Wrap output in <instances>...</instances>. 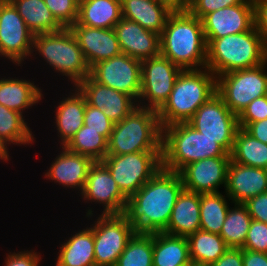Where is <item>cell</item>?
Returning a JSON list of instances; mask_svg holds the SVG:
<instances>
[{
  "label": "cell",
  "instance_id": "1",
  "mask_svg": "<svg viewBox=\"0 0 267 266\" xmlns=\"http://www.w3.org/2000/svg\"><path fill=\"white\" fill-rule=\"evenodd\" d=\"M183 189L179 173L160 168L135 194L127 197L123 215L136 233L162 232Z\"/></svg>",
  "mask_w": 267,
  "mask_h": 266
},
{
  "label": "cell",
  "instance_id": "2",
  "mask_svg": "<svg viewBox=\"0 0 267 266\" xmlns=\"http://www.w3.org/2000/svg\"><path fill=\"white\" fill-rule=\"evenodd\" d=\"M160 54L183 70L206 68L202 21L188 10L172 12L160 35Z\"/></svg>",
  "mask_w": 267,
  "mask_h": 266
},
{
  "label": "cell",
  "instance_id": "3",
  "mask_svg": "<svg viewBox=\"0 0 267 266\" xmlns=\"http://www.w3.org/2000/svg\"><path fill=\"white\" fill-rule=\"evenodd\" d=\"M206 42V68L216 77L258 67L267 61V44L254 26L239 34L206 38Z\"/></svg>",
  "mask_w": 267,
  "mask_h": 266
},
{
  "label": "cell",
  "instance_id": "4",
  "mask_svg": "<svg viewBox=\"0 0 267 266\" xmlns=\"http://www.w3.org/2000/svg\"><path fill=\"white\" fill-rule=\"evenodd\" d=\"M182 70L164 105L157 111L161 127L188 122L216 93V76L207 68Z\"/></svg>",
  "mask_w": 267,
  "mask_h": 266
},
{
  "label": "cell",
  "instance_id": "5",
  "mask_svg": "<svg viewBox=\"0 0 267 266\" xmlns=\"http://www.w3.org/2000/svg\"><path fill=\"white\" fill-rule=\"evenodd\" d=\"M218 156L230 154L217 140L205 137L188 122L162 128V168L178 173L187 164Z\"/></svg>",
  "mask_w": 267,
  "mask_h": 266
},
{
  "label": "cell",
  "instance_id": "6",
  "mask_svg": "<svg viewBox=\"0 0 267 266\" xmlns=\"http://www.w3.org/2000/svg\"><path fill=\"white\" fill-rule=\"evenodd\" d=\"M162 151V127L157 111L137 107L114 124L107 155Z\"/></svg>",
  "mask_w": 267,
  "mask_h": 266
},
{
  "label": "cell",
  "instance_id": "7",
  "mask_svg": "<svg viewBox=\"0 0 267 266\" xmlns=\"http://www.w3.org/2000/svg\"><path fill=\"white\" fill-rule=\"evenodd\" d=\"M34 48L54 68L55 72L68 77L75 87L90 75V68L69 28L34 35Z\"/></svg>",
  "mask_w": 267,
  "mask_h": 266
},
{
  "label": "cell",
  "instance_id": "8",
  "mask_svg": "<svg viewBox=\"0 0 267 266\" xmlns=\"http://www.w3.org/2000/svg\"><path fill=\"white\" fill-rule=\"evenodd\" d=\"M162 151L106 155L101 161L126 197L135 194L162 168Z\"/></svg>",
  "mask_w": 267,
  "mask_h": 266
},
{
  "label": "cell",
  "instance_id": "9",
  "mask_svg": "<svg viewBox=\"0 0 267 266\" xmlns=\"http://www.w3.org/2000/svg\"><path fill=\"white\" fill-rule=\"evenodd\" d=\"M267 61L258 67L234 70L216 77V92L237 116L254 99L267 95Z\"/></svg>",
  "mask_w": 267,
  "mask_h": 266
},
{
  "label": "cell",
  "instance_id": "10",
  "mask_svg": "<svg viewBox=\"0 0 267 266\" xmlns=\"http://www.w3.org/2000/svg\"><path fill=\"white\" fill-rule=\"evenodd\" d=\"M188 123L205 137L217 140V143L231 153L239 128L238 117L225 105L217 92L197 109Z\"/></svg>",
  "mask_w": 267,
  "mask_h": 266
},
{
  "label": "cell",
  "instance_id": "11",
  "mask_svg": "<svg viewBox=\"0 0 267 266\" xmlns=\"http://www.w3.org/2000/svg\"><path fill=\"white\" fill-rule=\"evenodd\" d=\"M97 221V222H96ZM92 224L96 266H115L136 233L123 214H101Z\"/></svg>",
  "mask_w": 267,
  "mask_h": 266
},
{
  "label": "cell",
  "instance_id": "12",
  "mask_svg": "<svg viewBox=\"0 0 267 266\" xmlns=\"http://www.w3.org/2000/svg\"><path fill=\"white\" fill-rule=\"evenodd\" d=\"M182 70L161 54L141 61V92L138 98L141 100L138 106L158 111L167 101ZM142 100H147L149 104L145 105Z\"/></svg>",
  "mask_w": 267,
  "mask_h": 266
},
{
  "label": "cell",
  "instance_id": "13",
  "mask_svg": "<svg viewBox=\"0 0 267 266\" xmlns=\"http://www.w3.org/2000/svg\"><path fill=\"white\" fill-rule=\"evenodd\" d=\"M97 82L131 96L136 102L141 92V61L124 53L100 61L90 68Z\"/></svg>",
  "mask_w": 267,
  "mask_h": 266
},
{
  "label": "cell",
  "instance_id": "14",
  "mask_svg": "<svg viewBox=\"0 0 267 266\" xmlns=\"http://www.w3.org/2000/svg\"><path fill=\"white\" fill-rule=\"evenodd\" d=\"M34 34L9 0H0V55L20 64L33 53Z\"/></svg>",
  "mask_w": 267,
  "mask_h": 266
},
{
  "label": "cell",
  "instance_id": "15",
  "mask_svg": "<svg viewBox=\"0 0 267 266\" xmlns=\"http://www.w3.org/2000/svg\"><path fill=\"white\" fill-rule=\"evenodd\" d=\"M83 200L103 205L102 214H123L127 197L121 192L108 168L95 161L89 168L82 192Z\"/></svg>",
  "mask_w": 267,
  "mask_h": 266
},
{
  "label": "cell",
  "instance_id": "16",
  "mask_svg": "<svg viewBox=\"0 0 267 266\" xmlns=\"http://www.w3.org/2000/svg\"><path fill=\"white\" fill-rule=\"evenodd\" d=\"M230 156L205 158L187 164L178 173L181 176L184 190L198 193H218V187H226Z\"/></svg>",
  "mask_w": 267,
  "mask_h": 266
},
{
  "label": "cell",
  "instance_id": "17",
  "mask_svg": "<svg viewBox=\"0 0 267 266\" xmlns=\"http://www.w3.org/2000/svg\"><path fill=\"white\" fill-rule=\"evenodd\" d=\"M76 87L84 95L87 104L103 110L114 123L120 122L138 107L131 96L95 81L90 75Z\"/></svg>",
  "mask_w": 267,
  "mask_h": 266
},
{
  "label": "cell",
  "instance_id": "18",
  "mask_svg": "<svg viewBox=\"0 0 267 266\" xmlns=\"http://www.w3.org/2000/svg\"><path fill=\"white\" fill-rule=\"evenodd\" d=\"M201 21L205 38H222L249 31L254 26L253 0L216 10Z\"/></svg>",
  "mask_w": 267,
  "mask_h": 266
},
{
  "label": "cell",
  "instance_id": "19",
  "mask_svg": "<svg viewBox=\"0 0 267 266\" xmlns=\"http://www.w3.org/2000/svg\"><path fill=\"white\" fill-rule=\"evenodd\" d=\"M69 29L76 38L89 68L122 53L113 28H92L75 22Z\"/></svg>",
  "mask_w": 267,
  "mask_h": 266
},
{
  "label": "cell",
  "instance_id": "20",
  "mask_svg": "<svg viewBox=\"0 0 267 266\" xmlns=\"http://www.w3.org/2000/svg\"><path fill=\"white\" fill-rule=\"evenodd\" d=\"M113 29L122 53L140 61L160 54V35L137 22L122 17Z\"/></svg>",
  "mask_w": 267,
  "mask_h": 266
},
{
  "label": "cell",
  "instance_id": "21",
  "mask_svg": "<svg viewBox=\"0 0 267 266\" xmlns=\"http://www.w3.org/2000/svg\"><path fill=\"white\" fill-rule=\"evenodd\" d=\"M225 191L226 197L234 204H243L248 199L267 192V169L245 166L231 160Z\"/></svg>",
  "mask_w": 267,
  "mask_h": 266
},
{
  "label": "cell",
  "instance_id": "22",
  "mask_svg": "<svg viewBox=\"0 0 267 266\" xmlns=\"http://www.w3.org/2000/svg\"><path fill=\"white\" fill-rule=\"evenodd\" d=\"M61 154L56 156L45 177L64 187L79 189L82 192L89 168L94 161L84 155L73 153L62 147Z\"/></svg>",
  "mask_w": 267,
  "mask_h": 266
},
{
  "label": "cell",
  "instance_id": "23",
  "mask_svg": "<svg viewBox=\"0 0 267 266\" xmlns=\"http://www.w3.org/2000/svg\"><path fill=\"white\" fill-rule=\"evenodd\" d=\"M197 230H200V194L183 189L162 232L187 237Z\"/></svg>",
  "mask_w": 267,
  "mask_h": 266
},
{
  "label": "cell",
  "instance_id": "24",
  "mask_svg": "<svg viewBox=\"0 0 267 266\" xmlns=\"http://www.w3.org/2000/svg\"><path fill=\"white\" fill-rule=\"evenodd\" d=\"M172 12L156 0H121L122 17L159 35Z\"/></svg>",
  "mask_w": 267,
  "mask_h": 266
},
{
  "label": "cell",
  "instance_id": "25",
  "mask_svg": "<svg viewBox=\"0 0 267 266\" xmlns=\"http://www.w3.org/2000/svg\"><path fill=\"white\" fill-rule=\"evenodd\" d=\"M71 96L62 99L56 109V127L61 145L65 146L84 125L86 99L76 87Z\"/></svg>",
  "mask_w": 267,
  "mask_h": 266
},
{
  "label": "cell",
  "instance_id": "26",
  "mask_svg": "<svg viewBox=\"0 0 267 266\" xmlns=\"http://www.w3.org/2000/svg\"><path fill=\"white\" fill-rule=\"evenodd\" d=\"M121 0H79L76 23L111 29L121 20Z\"/></svg>",
  "mask_w": 267,
  "mask_h": 266
},
{
  "label": "cell",
  "instance_id": "27",
  "mask_svg": "<svg viewBox=\"0 0 267 266\" xmlns=\"http://www.w3.org/2000/svg\"><path fill=\"white\" fill-rule=\"evenodd\" d=\"M153 266H188L191 263L187 237L153 233Z\"/></svg>",
  "mask_w": 267,
  "mask_h": 266
},
{
  "label": "cell",
  "instance_id": "28",
  "mask_svg": "<svg viewBox=\"0 0 267 266\" xmlns=\"http://www.w3.org/2000/svg\"><path fill=\"white\" fill-rule=\"evenodd\" d=\"M60 246L56 266H96L93 228L86 227Z\"/></svg>",
  "mask_w": 267,
  "mask_h": 266
},
{
  "label": "cell",
  "instance_id": "29",
  "mask_svg": "<svg viewBox=\"0 0 267 266\" xmlns=\"http://www.w3.org/2000/svg\"><path fill=\"white\" fill-rule=\"evenodd\" d=\"M43 97L41 89L33 82L14 79H0V104L23 114V110L32 107Z\"/></svg>",
  "mask_w": 267,
  "mask_h": 266
},
{
  "label": "cell",
  "instance_id": "30",
  "mask_svg": "<svg viewBox=\"0 0 267 266\" xmlns=\"http://www.w3.org/2000/svg\"><path fill=\"white\" fill-rule=\"evenodd\" d=\"M34 34L50 33L64 27L55 19L44 0H9Z\"/></svg>",
  "mask_w": 267,
  "mask_h": 266
},
{
  "label": "cell",
  "instance_id": "31",
  "mask_svg": "<svg viewBox=\"0 0 267 266\" xmlns=\"http://www.w3.org/2000/svg\"><path fill=\"white\" fill-rule=\"evenodd\" d=\"M231 160L250 167L267 169V144L238 128L230 153Z\"/></svg>",
  "mask_w": 267,
  "mask_h": 266
},
{
  "label": "cell",
  "instance_id": "32",
  "mask_svg": "<svg viewBox=\"0 0 267 266\" xmlns=\"http://www.w3.org/2000/svg\"><path fill=\"white\" fill-rule=\"evenodd\" d=\"M191 262L210 265L228 249L223 238L216 233L197 230L187 236Z\"/></svg>",
  "mask_w": 267,
  "mask_h": 266
},
{
  "label": "cell",
  "instance_id": "33",
  "mask_svg": "<svg viewBox=\"0 0 267 266\" xmlns=\"http://www.w3.org/2000/svg\"><path fill=\"white\" fill-rule=\"evenodd\" d=\"M234 205L235 208H229L219 235L228 248L242 249L253 219L244 204Z\"/></svg>",
  "mask_w": 267,
  "mask_h": 266
},
{
  "label": "cell",
  "instance_id": "34",
  "mask_svg": "<svg viewBox=\"0 0 267 266\" xmlns=\"http://www.w3.org/2000/svg\"><path fill=\"white\" fill-rule=\"evenodd\" d=\"M64 147L94 162L102 161L108 152V139L101 135V131H93L83 125Z\"/></svg>",
  "mask_w": 267,
  "mask_h": 266
},
{
  "label": "cell",
  "instance_id": "35",
  "mask_svg": "<svg viewBox=\"0 0 267 266\" xmlns=\"http://www.w3.org/2000/svg\"><path fill=\"white\" fill-rule=\"evenodd\" d=\"M220 192L200 194V230L220 234L229 205Z\"/></svg>",
  "mask_w": 267,
  "mask_h": 266
},
{
  "label": "cell",
  "instance_id": "36",
  "mask_svg": "<svg viewBox=\"0 0 267 266\" xmlns=\"http://www.w3.org/2000/svg\"><path fill=\"white\" fill-rule=\"evenodd\" d=\"M30 130L23 114L0 104V139L8 145H29L34 140Z\"/></svg>",
  "mask_w": 267,
  "mask_h": 266
},
{
  "label": "cell",
  "instance_id": "37",
  "mask_svg": "<svg viewBox=\"0 0 267 266\" xmlns=\"http://www.w3.org/2000/svg\"><path fill=\"white\" fill-rule=\"evenodd\" d=\"M153 233H135L115 266H153Z\"/></svg>",
  "mask_w": 267,
  "mask_h": 266
},
{
  "label": "cell",
  "instance_id": "38",
  "mask_svg": "<svg viewBox=\"0 0 267 266\" xmlns=\"http://www.w3.org/2000/svg\"><path fill=\"white\" fill-rule=\"evenodd\" d=\"M55 19L69 28L78 18L79 0H44Z\"/></svg>",
  "mask_w": 267,
  "mask_h": 266
},
{
  "label": "cell",
  "instance_id": "39",
  "mask_svg": "<svg viewBox=\"0 0 267 266\" xmlns=\"http://www.w3.org/2000/svg\"><path fill=\"white\" fill-rule=\"evenodd\" d=\"M114 124L115 123L103 113V110L86 103L84 125H86L88 129L101 131V135L109 140Z\"/></svg>",
  "mask_w": 267,
  "mask_h": 266
},
{
  "label": "cell",
  "instance_id": "40",
  "mask_svg": "<svg viewBox=\"0 0 267 266\" xmlns=\"http://www.w3.org/2000/svg\"><path fill=\"white\" fill-rule=\"evenodd\" d=\"M242 249L267 253V224L252 220Z\"/></svg>",
  "mask_w": 267,
  "mask_h": 266
},
{
  "label": "cell",
  "instance_id": "41",
  "mask_svg": "<svg viewBox=\"0 0 267 266\" xmlns=\"http://www.w3.org/2000/svg\"><path fill=\"white\" fill-rule=\"evenodd\" d=\"M237 117L240 128L251 122L267 119V95L254 99Z\"/></svg>",
  "mask_w": 267,
  "mask_h": 266
},
{
  "label": "cell",
  "instance_id": "42",
  "mask_svg": "<svg viewBox=\"0 0 267 266\" xmlns=\"http://www.w3.org/2000/svg\"><path fill=\"white\" fill-rule=\"evenodd\" d=\"M245 0H194L187 8L193 15L202 20L207 14L216 10L242 4Z\"/></svg>",
  "mask_w": 267,
  "mask_h": 266
},
{
  "label": "cell",
  "instance_id": "43",
  "mask_svg": "<svg viewBox=\"0 0 267 266\" xmlns=\"http://www.w3.org/2000/svg\"><path fill=\"white\" fill-rule=\"evenodd\" d=\"M243 204L253 220L267 224V192L252 197Z\"/></svg>",
  "mask_w": 267,
  "mask_h": 266
},
{
  "label": "cell",
  "instance_id": "44",
  "mask_svg": "<svg viewBox=\"0 0 267 266\" xmlns=\"http://www.w3.org/2000/svg\"><path fill=\"white\" fill-rule=\"evenodd\" d=\"M31 251V252H30ZM11 253L7 255L4 266H39L40 255L33 250Z\"/></svg>",
  "mask_w": 267,
  "mask_h": 266
},
{
  "label": "cell",
  "instance_id": "45",
  "mask_svg": "<svg viewBox=\"0 0 267 266\" xmlns=\"http://www.w3.org/2000/svg\"><path fill=\"white\" fill-rule=\"evenodd\" d=\"M254 27L267 44V0H253Z\"/></svg>",
  "mask_w": 267,
  "mask_h": 266
},
{
  "label": "cell",
  "instance_id": "46",
  "mask_svg": "<svg viewBox=\"0 0 267 266\" xmlns=\"http://www.w3.org/2000/svg\"><path fill=\"white\" fill-rule=\"evenodd\" d=\"M209 266H243V249L228 248L216 262Z\"/></svg>",
  "mask_w": 267,
  "mask_h": 266
},
{
  "label": "cell",
  "instance_id": "47",
  "mask_svg": "<svg viewBox=\"0 0 267 266\" xmlns=\"http://www.w3.org/2000/svg\"><path fill=\"white\" fill-rule=\"evenodd\" d=\"M243 129L252 137L267 144V119L251 122Z\"/></svg>",
  "mask_w": 267,
  "mask_h": 266
},
{
  "label": "cell",
  "instance_id": "48",
  "mask_svg": "<svg viewBox=\"0 0 267 266\" xmlns=\"http://www.w3.org/2000/svg\"><path fill=\"white\" fill-rule=\"evenodd\" d=\"M243 266H267V253L243 249Z\"/></svg>",
  "mask_w": 267,
  "mask_h": 266
},
{
  "label": "cell",
  "instance_id": "49",
  "mask_svg": "<svg viewBox=\"0 0 267 266\" xmlns=\"http://www.w3.org/2000/svg\"><path fill=\"white\" fill-rule=\"evenodd\" d=\"M156 1L164 5L171 12L184 11V0H156Z\"/></svg>",
  "mask_w": 267,
  "mask_h": 266
},
{
  "label": "cell",
  "instance_id": "50",
  "mask_svg": "<svg viewBox=\"0 0 267 266\" xmlns=\"http://www.w3.org/2000/svg\"><path fill=\"white\" fill-rule=\"evenodd\" d=\"M7 150V144L2 139H0V159L3 161L9 160V153Z\"/></svg>",
  "mask_w": 267,
  "mask_h": 266
},
{
  "label": "cell",
  "instance_id": "51",
  "mask_svg": "<svg viewBox=\"0 0 267 266\" xmlns=\"http://www.w3.org/2000/svg\"><path fill=\"white\" fill-rule=\"evenodd\" d=\"M194 0H184V10H187L188 6L193 2Z\"/></svg>",
  "mask_w": 267,
  "mask_h": 266
},
{
  "label": "cell",
  "instance_id": "52",
  "mask_svg": "<svg viewBox=\"0 0 267 266\" xmlns=\"http://www.w3.org/2000/svg\"><path fill=\"white\" fill-rule=\"evenodd\" d=\"M188 266H209V265H205V264H201V263L191 262Z\"/></svg>",
  "mask_w": 267,
  "mask_h": 266
}]
</instances>
